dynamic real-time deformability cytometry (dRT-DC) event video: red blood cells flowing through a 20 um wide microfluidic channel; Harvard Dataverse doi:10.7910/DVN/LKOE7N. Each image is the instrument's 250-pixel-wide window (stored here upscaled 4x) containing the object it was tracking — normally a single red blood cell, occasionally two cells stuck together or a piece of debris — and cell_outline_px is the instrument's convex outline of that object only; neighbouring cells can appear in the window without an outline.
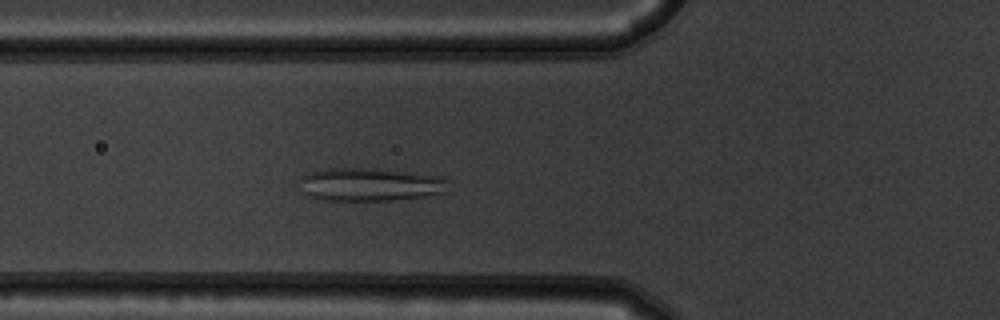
{"species": "common noctule bat (a hibernating species)", "species_latin": "Nyctalus noctula", "temperature_condition": "warm", "stored_images_in_passage": 50, "camera_frame_rate_fps": 3000, "um_per_image_px": 0.085, "animal": {"sex": "male", "body_mass_g": 19.5, "forearm_length_mm": 54.6}, "frame": {"image": 1, "passage_image": 16, "time_ms": 5.0, "image_size_px": [1000, 320], "cell_outline_px": [[448, 180], [444, 192], [424, 196], [392, 200], [324, 200], [304, 196], [296, 180], [300, 176], [308, 172], [328, 168], [372, 168], [412, 172], [444, 176]], "centroid_in_image_um": [31.36, 15.67], "position_along_channel_um": 94.4, "area_um2": 29.25}}
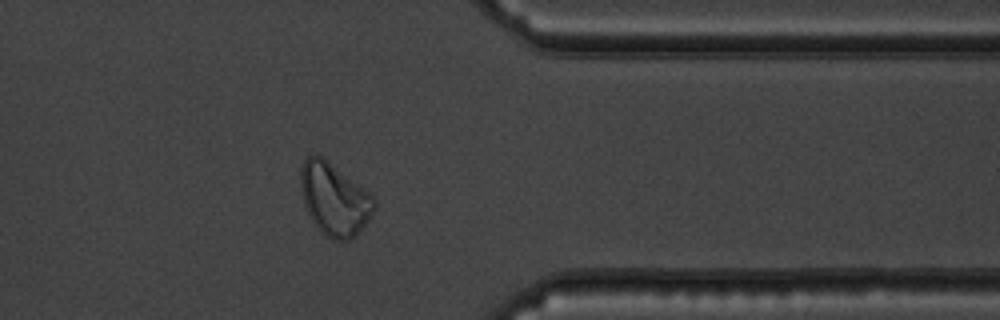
{"frame": {"image": 2, "passage_image": 40, "time_ms": 13.0, "image_size_px": [1000, 320], "cell_outline_px": [[376, 208], [368, 220], [356, 236], [352, 240], [332, 240], [324, 236], [320, 232], [312, 220], [304, 204], [300, 188], [300, 168], [304, 160], [312, 152], [316, 152], [328, 160], [368, 192], [376, 200]], "centroid_in_image_um": [28.39, 16.93], "position_along_channel_um": 383.0, "area_um2": 31.33}}
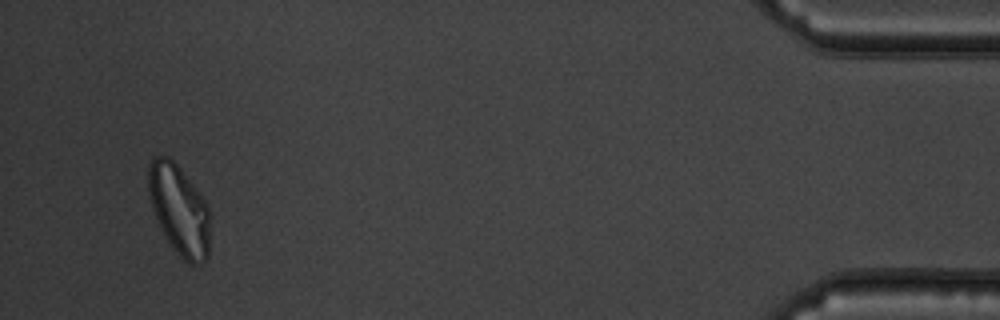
{"frame": {"image": 3, "passage_image": 48, "time_ms": 15.667, "image_size_px": [1000, 320], "cell_outline_px": [[208, 256], [200, 264], [188, 264], [176, 252], [160, 228], [156, 220], [152, 208], [148, 192], [148, 164], [152, 156], [168, 156], [180, 168], [196, 188], [208, 204]], "centroid_in_image_um": [15.2, 17.81], "position_along_channel_um": 420.0, "area_um2": 32.19}}